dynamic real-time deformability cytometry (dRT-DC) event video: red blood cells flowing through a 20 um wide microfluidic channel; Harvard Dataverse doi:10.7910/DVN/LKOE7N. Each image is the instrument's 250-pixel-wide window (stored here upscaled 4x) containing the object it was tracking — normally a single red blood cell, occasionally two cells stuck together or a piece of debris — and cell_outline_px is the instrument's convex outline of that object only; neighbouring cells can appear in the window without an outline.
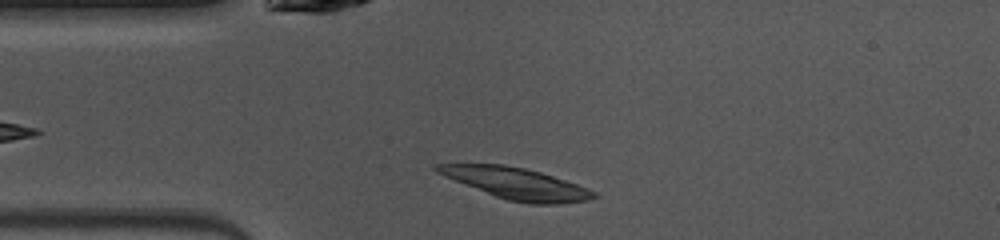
{"species": "common noctule bat (a hibernating species)", "species_latin": "Nyctalus noctula", "temperature_condition": "warm", "stored_images_in_passage": 31, "camera_frame_rate_fps": 3000, "um_per_image_px": 0.085, "animal": {"sex": "female", "body_mass_g": 10.0, "forearm_length_mm": 53.1}, "frame": {"image": 1, "passage_image": 3, "time_ms": 0.667, "image_size_px": [1000, 240], "cell_outline_px": [[600, 196], [588, 200], [560, 204], [528, 204], [508, 200], [496, 196], [444, 176], [436, 172], [432, 168], [436, 164], [504, 164], [524, 168], [540, 172], [588, 188], [596, 192]], "centroid_in_image_um": [43.91, 15.6], "position_along_channel_um": 41.1, "area_um2": 28.38}}
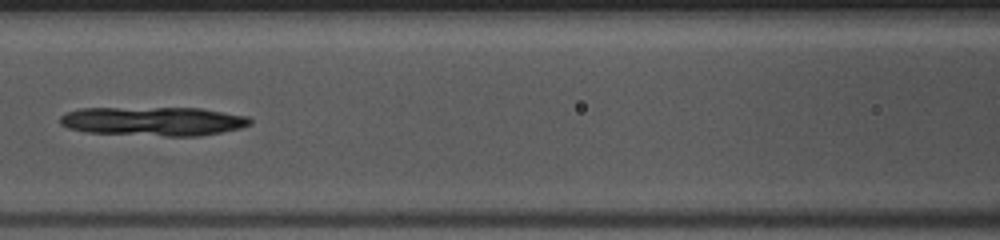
{"frame": {"image": 2, "passage_image": 12, "time_ms": 3.667, "image_size_px": [1000, 240], "cell_outline_px": [[252, 124], [240, 128], [200, 136], [164, 136], [84, 132], [68, 128], [60, 124], [60, 116], [68, 112], [80, 108], [200, 108], [248, 116], [252, 120]], "centroid_in_image_um": [13.04, 10.31], "position_along_channel_um": 153.6, "area_um2": 32.19}}
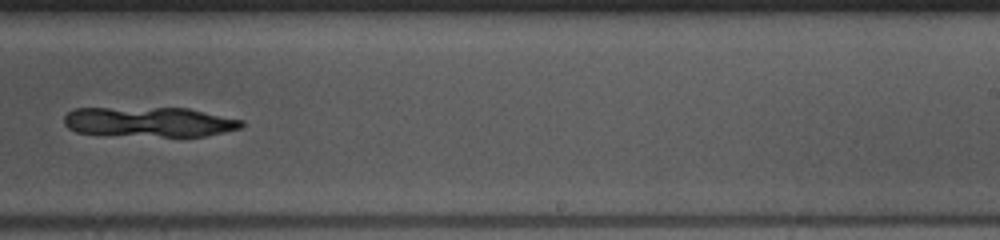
{"frame": {"image": 3, "passage_image": 21, "time_ms": 6.667, "image_size_px": [1000, 240], "cell_outline_px": [[244, 124], [240, 128], [224, 132], [204, 136], [164, 136], [76, 132], [68, 128], [64, 124], [64, 116], [72, 108], [188, 108], [244, 120]], "centroid_in_image_um": [12.71, 10.34], "position_along_channel_um": 276.3, "area_um2": 30.58}}